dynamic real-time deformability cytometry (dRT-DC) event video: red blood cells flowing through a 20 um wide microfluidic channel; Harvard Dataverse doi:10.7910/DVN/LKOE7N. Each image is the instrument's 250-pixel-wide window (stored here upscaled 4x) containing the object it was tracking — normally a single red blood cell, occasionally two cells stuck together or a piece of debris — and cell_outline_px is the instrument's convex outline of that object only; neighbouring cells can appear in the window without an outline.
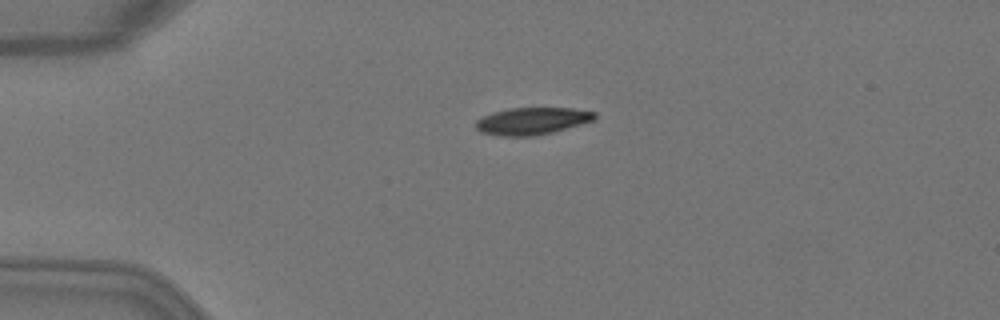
{"species": "Egyptian fruit bat (a non-hibernating species)", "species_latin": "Rousettus aegyptiacus", "temperature_condition": "warm", "stored_images_in_passage": 2, "camera_frame_rate_fps": 3000, "um_per_image_px": 0.085, "animal": {"sex": "female"}, "frame": {"image": 1, "passage_image": 2, "time_ms": 0.333, "image_size_px": [1000, 320], "cell_outline_px": [[596, 120], [552, 132], [536, 136], [500, 136], [480, 132], [476, 128], [476, 120], [492, 112], [508, 108], [572, 108], [596, 112]], "centroid_in_image_um": [45.23, 10.28], "position_along_channel_um": 39.8, "area_um2": 18.9}}